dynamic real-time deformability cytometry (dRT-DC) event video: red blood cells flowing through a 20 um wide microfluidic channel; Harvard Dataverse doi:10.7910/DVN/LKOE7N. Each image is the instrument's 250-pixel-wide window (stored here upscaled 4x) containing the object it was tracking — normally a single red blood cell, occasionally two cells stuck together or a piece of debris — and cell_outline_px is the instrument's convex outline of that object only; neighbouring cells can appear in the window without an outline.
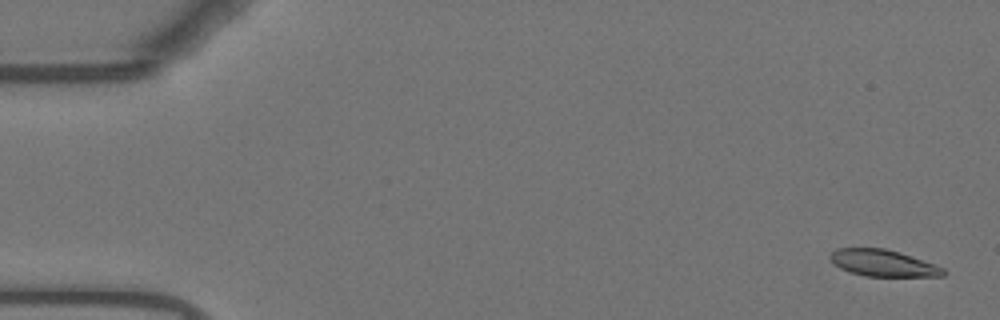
{"species": "Egyptian fruit bat (a non-hibernating species)", "species_latin": "Rousettus aegyptiacus", "temperature_condition": "warm", "stored_images_in_passage": 56, "camera_frame_rate_fps": 3000, "um_per_image_px": 0.085, "animal": {"sex": "female"}, "frame": {"image": 1, "passage_image": 2, "time_ms": 0.333, "image_size_px": [1000, 320], "cell_outline_px": [[948, 272], [944, 276], [864, 276], [840, 268], [828, 256], [836, 248], [884, 248], [900, 252], [944, 268]], "centroid_in_image_um": [75.08, 22.36], "position_along_channel_um": 9.9, "area_um2": 17.4}}
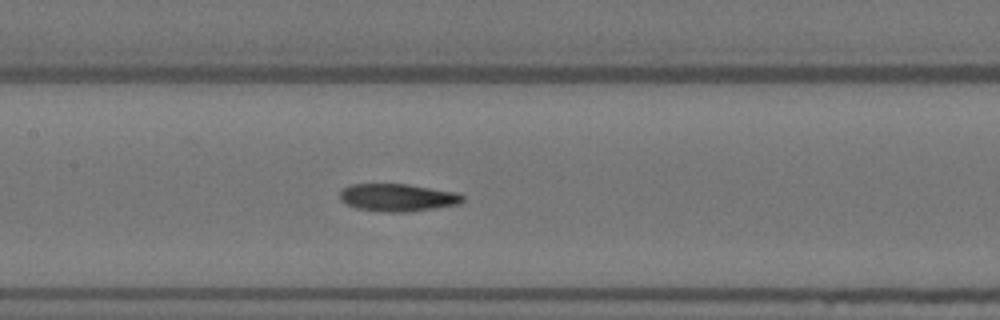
{"frame": {"image": 2, "passage_image": 26, "time_ms": 8.333, "image_size_px": [1000, 320], "cell_outline_px": [[464, 200], [460, 204], [436, 208], [404, 212], [380, 212], [356, 208], [340, 200], [340, 192], [344, 188], [352, 184], [408, 184], [456, 192], [464, 196]], "centroid_in_image_um": [33.81, 16.79], "position_along_channel_um": 173.6, "area_um2": 19.77}}
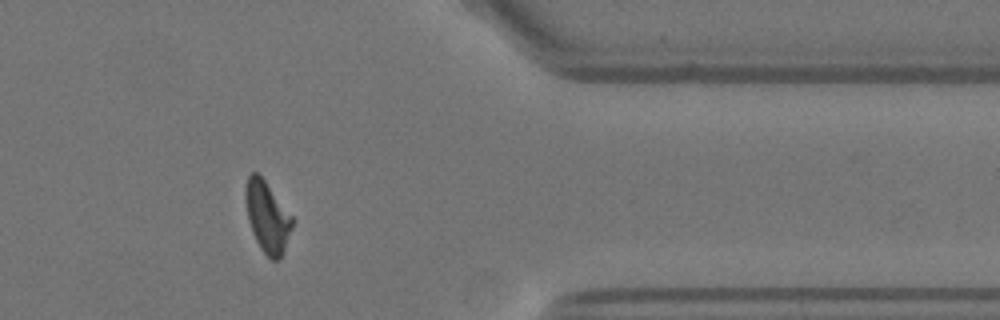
{"frame": {"image": 3, "passage_image": 45, "time_ms": 14.667, "image_size_px": [1000, 320], "cell_outline_px": [[292, 228], [280, 260], [272, 260], [260, 248], [252, 232], [248, 220], [244, 200], [244, 188], [248, 176], [252, 172], [256, 172], [264, 180], [292, 216]], "centroid_in_image_um": [22.68, 18.43], "position_along_channel_um": 388.7, "area_um2": 19.19}, "authors_computed_cell_mechanics": {"area_um2": 19.3919, "velocity_mm_per_s": 3.7122, "shape_relaxation_time_tau1_ms": 8.3659, "shape_relaxation_time_tau2_ms": 4.4367, "deformation_change_tau1": 0.2116, "deformation_change_tau2": 0.1276}}